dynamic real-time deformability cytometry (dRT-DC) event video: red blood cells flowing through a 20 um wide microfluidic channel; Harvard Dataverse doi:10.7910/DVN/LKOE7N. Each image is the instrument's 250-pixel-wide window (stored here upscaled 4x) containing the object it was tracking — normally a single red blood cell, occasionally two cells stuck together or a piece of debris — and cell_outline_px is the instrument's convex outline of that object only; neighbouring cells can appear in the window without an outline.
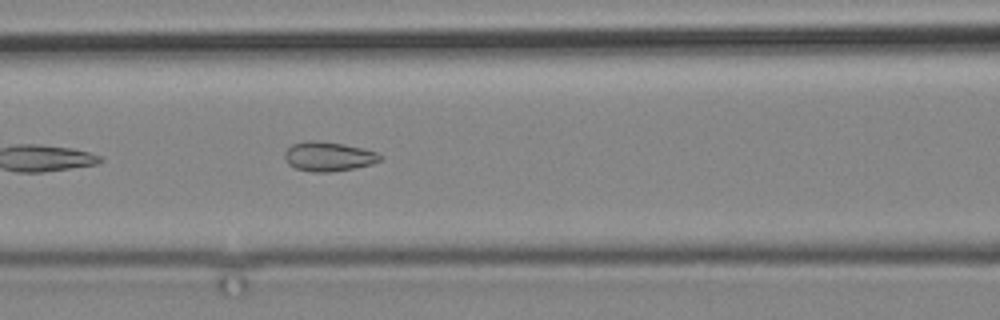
{"species": "common noctule bat (a hibernating species)", "species_latin": "Nyctalus noctula", "temperature_condition": "cold", "stored_images_in_passage": 3, "camera_frame_rate_fps": 3000, "um_per_image_px": 0.085, "animal": {"sex": "male", "body_mass_g": 19.2, "forearm_length_mm": 51.8}, "frame": {"image": 1, "passage_image": 3, "time_ms": 2.333, "image_size_px": [1000, 320], "cell_outline_px": [[384, 156], [380, 160], [372, 164], [352, 168], [328, 172], [312, 172], [296, 168], [288, 164], [284, 156], [284, 152], [292, 144], [304, 140], [316, 140], [344, 144], [364, 148], [376, 152]], "centroid_in_image_um": [27.91, 13.28], "position_along_channel_um": 138.7, "area_um2": 16.42}}